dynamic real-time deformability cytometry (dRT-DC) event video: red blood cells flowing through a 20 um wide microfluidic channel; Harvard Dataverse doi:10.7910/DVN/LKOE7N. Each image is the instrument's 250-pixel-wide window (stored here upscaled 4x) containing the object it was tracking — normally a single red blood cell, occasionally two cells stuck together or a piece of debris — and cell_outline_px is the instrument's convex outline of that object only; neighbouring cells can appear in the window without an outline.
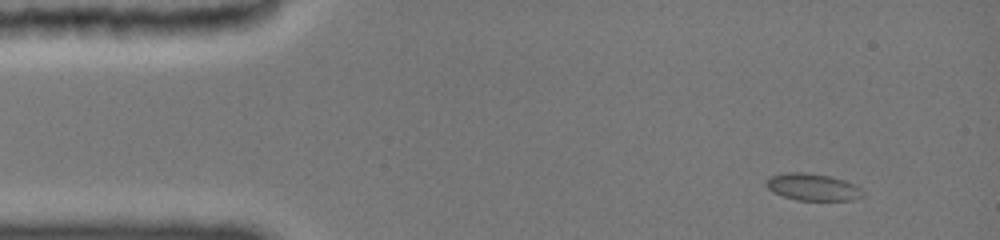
{"species": "common noctule bat (a hibernating species)", "species_latin": "Nyctalus noctula", "temperature_condition": "cold", "stored_images_in_passage": 35, "camera_frame_rate_fps": 3000, "um_per_image_px": 0.085, "animal": {"sex": "female", "body_mass_g": 19.0, "forearm_length_mm": 51.5}, "frame": {"image": 1, "passage_image": 1, "time_ms": 0.0, "image_size_px": [1000, 240], "cell_outline_px": [[864, 196], [852, 200], [796, 200], [772, 192], [764, 184], [764, 180], [772, 176], [784, 172], [808, 172], [832, 176], [856, 184], [864, 192]], "centroid_in_image_um": [69.08, 15.89], "position_along_channel_um": 15.9, "area_um2": 15.49}}
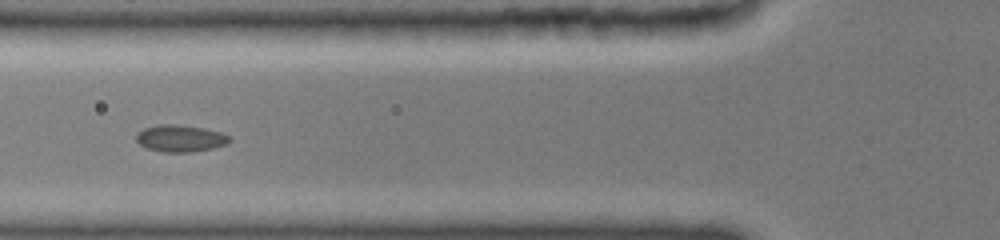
{"frame": {"image": 2, "passage_image": 21, "time_ms": 4.667, "image_size_px": [1000, 240], "cell_outline_px": [[228, 140], [224, 144], [212, 148], [192, 152], [160, 152], [148, 148], [140, 144], [136, 140], [136, 132], [144, 128], [160, 124], [168, 124], [200, 128], [220, 132], [228, 136]], "centroid_in_image_um": [15.24, 11.77], "position_along_channel_um": 110.6, "area_um2": 14.22}}
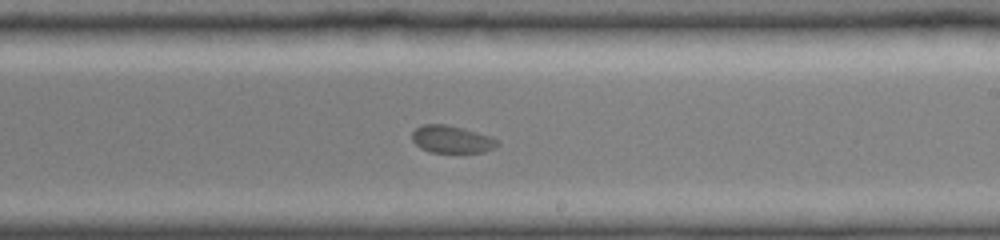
{"frame": {"image": 3, "passage_image": 34, "time_ms": 8.333, "image_size_px": [1000, 240], "cell_outline_px": [[500, 144], [496, 148], [484, 152], [432, 152], [420, 148], [412, 140], [412, 132], [416, 128], [424, 124], [444, 124], [460, 128], [488, 136], [496, 140]], "centroid_in_image_um": [38.37, 11.85], "position_along_channel_um": 250.6, "area_um2": 13.35}}